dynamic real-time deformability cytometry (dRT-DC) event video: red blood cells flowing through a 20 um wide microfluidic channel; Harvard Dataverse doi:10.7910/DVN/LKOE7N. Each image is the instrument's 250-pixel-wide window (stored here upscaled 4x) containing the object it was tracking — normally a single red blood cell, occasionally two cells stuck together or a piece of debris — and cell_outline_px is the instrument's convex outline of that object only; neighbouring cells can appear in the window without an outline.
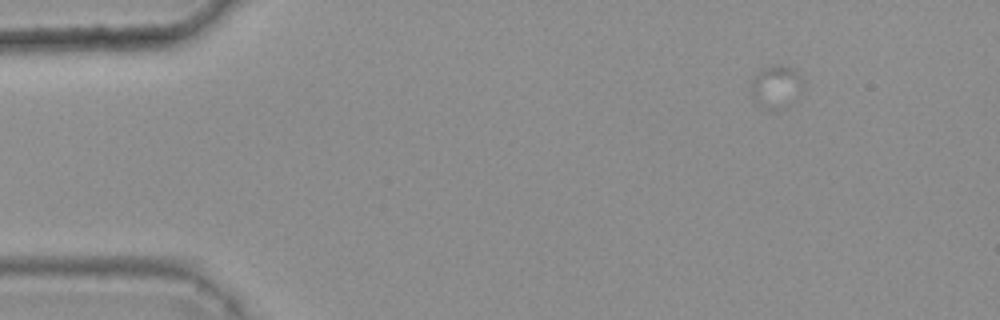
{"species": "common noctule bat (a hibernating species)", "species_latin": "Nyctalus noctula", "temperature_condition": "warm", "stored_images_in_passage": 19, "camera_frame_rate_fps": 3000, "um_per_image_px": 0.085, "animal": {"sex": "female", "body_mass_g": 25.1}, "frame": {"image": 1, "passage_image": 1, "time_ms": 0.0, "image_size_px": [1000, 320], "cell_outline_px": [[804, 80], [776, 108], [764, 112], [752, 100], [752, 76], [756, 72], [772, 64], [780, 64], [792, 68]], "centroid_in_image_um": [65.77, 7.29], "position_along_channel_um": 19.2, "area_um2": 11.91}}
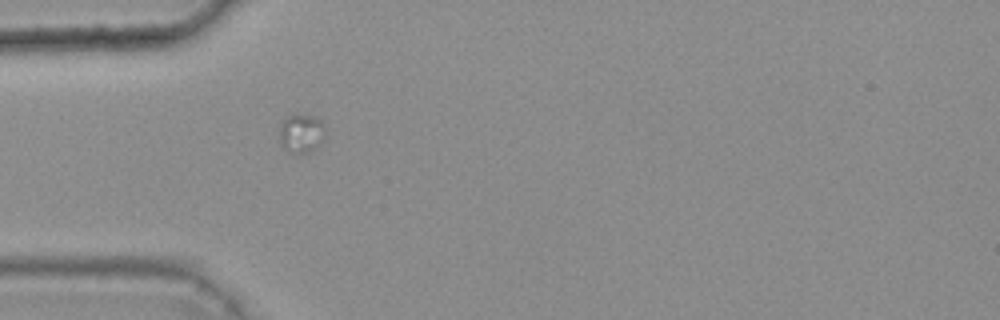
{"frame": {"image": 2, "passage_image": 12, "time_ms": 3.667, "image_size_px": [1000, 320], "cell_outline_px": [[324, 136], [320, 144], [316, 148], [300, 156], [288, 152], [280, 148], [280, 124], [284, 116], [316, 116], [324, 124]], "centroid_in_image_um": [25.57, 11.39], "position_along_channel_um": 59.4, "area_um2": 10.64}}